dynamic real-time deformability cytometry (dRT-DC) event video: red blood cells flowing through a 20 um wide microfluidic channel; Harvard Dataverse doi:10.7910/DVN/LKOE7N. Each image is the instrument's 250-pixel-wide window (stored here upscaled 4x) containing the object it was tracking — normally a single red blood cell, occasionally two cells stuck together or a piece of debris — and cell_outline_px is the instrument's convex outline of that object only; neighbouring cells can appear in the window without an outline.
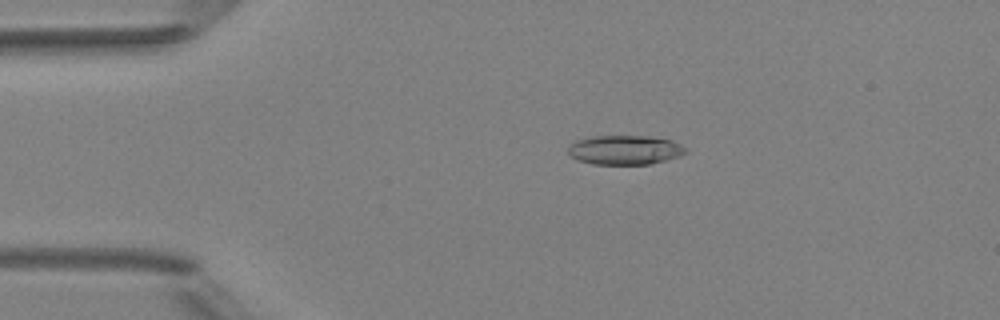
{"species": "Egyptian fruit bat (a non-hibernating species)", "species_latin": "Rousettus aegyptiacus", "temperature_condition": "room temperature", "stored_images_in_passage": 5, "camera_frame_rate_fps": 3000, "um_per_image_px": 0.085, "animal": {"sex": "female"}, "frame": {"image": 1, "passage_image": 3, "time_ms": 2.333, "image_size_px": [1000, 320], "cell_outline_px": [[688, 152], [680, 156], [648, 164], [592, 164], [580, 160], [572, 156], [568, 152], [568, 148], [576, 140], [592, 136], [648, 136], [672, 140], [688, 148]], "centroid_in_image_um": [53.15, 12.74], "position_along_channel_um": 31.8, "area_um2": 20.0}}
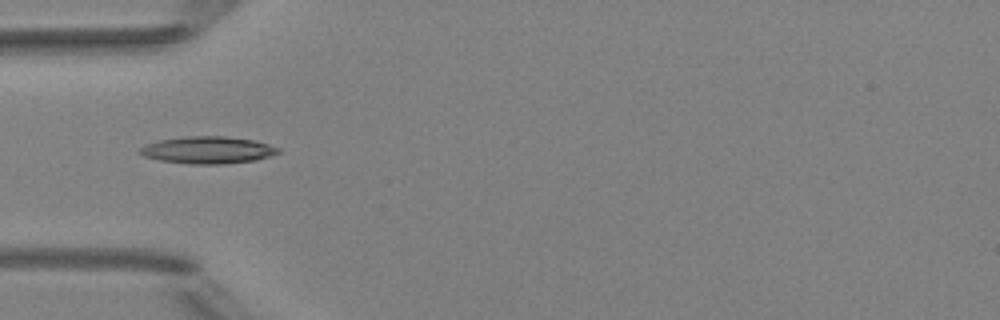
{"frame": {"image": 2, "passage_image": 5, "time_ms": 4.333, "image_size_px": [1000, 320], "cell_outline_px": [[280, 152], [256, 160], [224, 164], [188, 164], [160, 160], [144, 156], [136, 152], [144, 144], [160, 140], [184, 136], [228, 136], [252, 140], [268, 144], [280, 148]], "centroid_in_image_um": [17.62, 12.75], "position_along_channel_um": 67.4, "area_um2": 21.96}}